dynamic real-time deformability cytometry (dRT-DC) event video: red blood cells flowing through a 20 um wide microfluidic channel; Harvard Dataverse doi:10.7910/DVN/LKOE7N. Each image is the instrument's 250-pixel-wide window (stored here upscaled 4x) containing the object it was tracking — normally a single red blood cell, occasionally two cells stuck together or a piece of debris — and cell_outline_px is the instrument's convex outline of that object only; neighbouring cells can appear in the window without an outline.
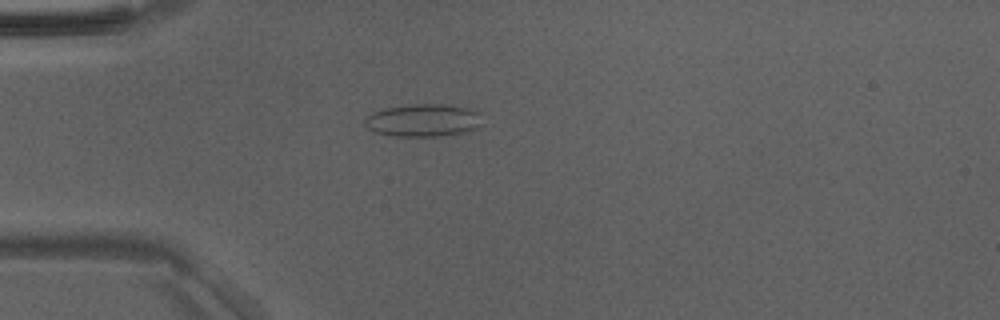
{"species": "Egyptian fruit bat (a non-hibernating species)", "species_latin": "Rousettus aegyptiacus", "temperature_condition": "room temperature", "stored_images_in_passage": 40, "camera_frame_rate_fps": 3000, "um_per_image_px": 0.085, "animal": {"sex": "male"}, "frame": {"image": 1, "passage_image": 5, "time_ms": 1.333, "image_size_px": [1000, 320], "cell_outline_px": [[480, 112], [476, 128], [464, 132], [440, 136], [392, 136], [376, 132], [368, 128], [364, 124], [364, 120], [372, 112], [384, 108], [408, 104], [452, 104]], "centroid_in_image_um": [35.92, 10.21], "position_along_channel_um": 49.1, "area_um2": 22.25}}
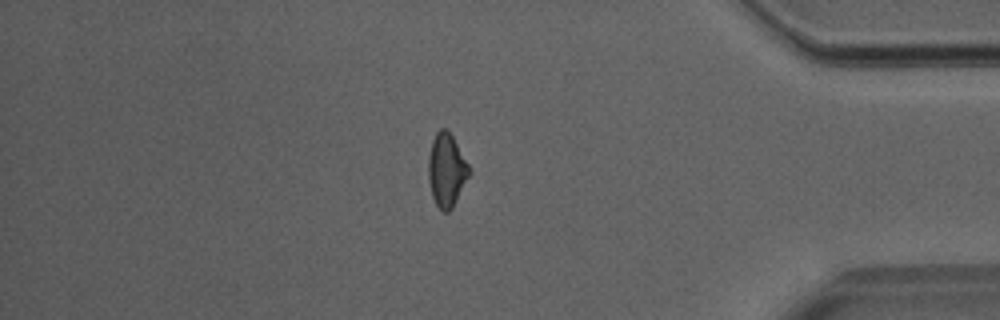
{"frame": {"image": 2, "passage_image": 33, "time_ms": 10.667, "image_size_px": [1000, 320], "cell_outline_px": [[472, 172], [452, 208], [448, 212], [444, 212], [436, 204], [432, 196], [428, 180], [428, 156], [432, 140], [436, 132], [440, 128], [444, 128], [452, 136], [468, 164]], "centroid_in_image_um": [37.95, 14.47], "position_along_channel_um": 397.2, "area_um2": 17.4}}
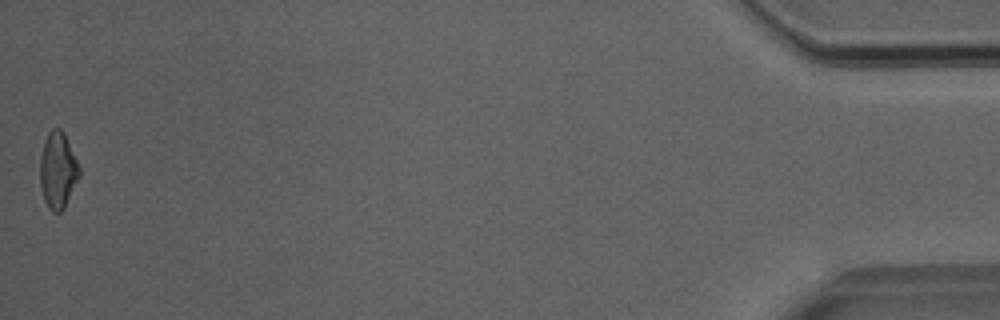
{"frame": {"image": 3, "passage_image": 40, "time_ms": 13.0, "image_size_px": [1000, 320], "cell_outline_px": [[80, 176], [64, 208], [60, 212], [52, 212], [48, 208], [44, 200], [40, 184], [40, 156], [44, 140], [48, 132], [52, 128], [60, 128], [64, 132], [80, 168]], "centroid_in_image_um": [4.91, 14.47], "position_along_channel_um": 430.3, "area_um2": 17.57}}